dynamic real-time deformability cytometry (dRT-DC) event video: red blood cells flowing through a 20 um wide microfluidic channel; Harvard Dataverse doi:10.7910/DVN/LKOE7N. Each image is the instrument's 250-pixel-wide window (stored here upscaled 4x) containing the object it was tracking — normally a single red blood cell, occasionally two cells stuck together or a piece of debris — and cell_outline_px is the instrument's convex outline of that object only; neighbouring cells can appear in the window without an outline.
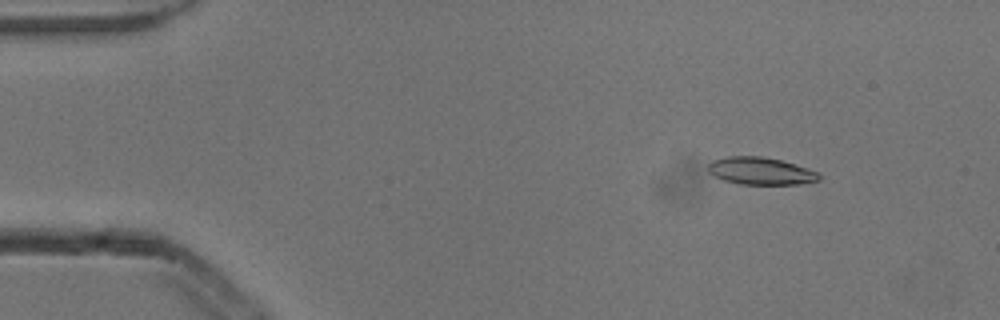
{"species": "common noctule bat (a hibernating species)", "species_latin": "Nyctalus noctula", "temperature_condition": "cold", "stored_images_in_passage": 6, "camera_frame_rate_fps": 3000, "um_per_image_px": 0.085, "animal": {"sex": "male", "body_mass_g": 13.3}, "frame": {"image": 1, "passage_image": 2, "time_ms": 0.333, "image_size_px": [1000, 320], "cell_outline_px": [[820, 180], [796, 184], [740, 184], [724, 180], [708, 172], [708, 164], [712, 160], [728, 156], [764, 156], [780, 160], [808, 168], [820, 172]], "centroid_in_image_um": [64.66, 14.52], "position_along_channel_um": 20.3, "area_um2": 17.69}}
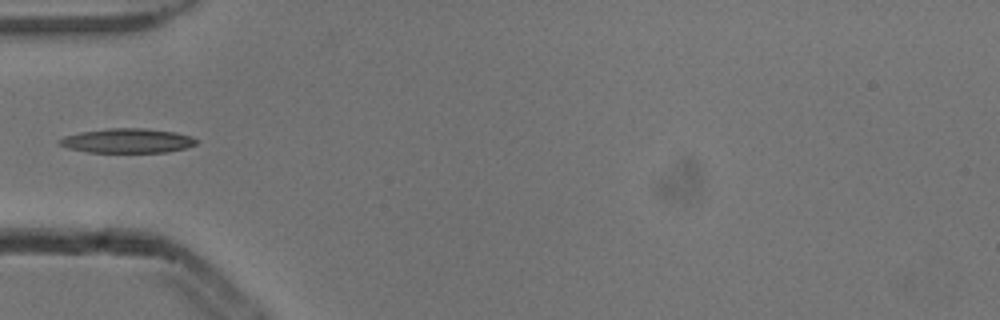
{"frame": {"image": 2, "passage_image": 5, "time_ms": 1.333, "image_size_px": [1000, 320], "cell_outline_px": [[196, 144], [184, 148], [168, 152], [88, 152], [68, 148], [60, 144], [56, 140], [64, 136], [80, 132], [108, 128], [144, 128], [176, 132], [192, 136], [196, 140]], "centroid_in_image_um": [10.81, 11.95], "position_along_channel_um": 74.2, "area_um2": 19.48}}
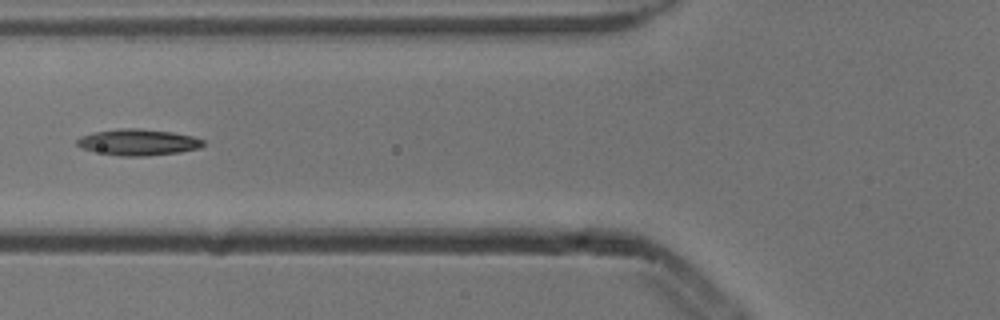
{"frame": {"image": 3, "passage_image": 6, "time_ms": 1.667, "image_size_px": [1000, 320], "cell_outline_px": [[204, 144], [200, 148], [180, 152], [148, 156], [120, 156], [92, 152], [80, 148], [76, 144], [76, 140], [80, 136], [96, 132], [120, 128], [140, 128], [172, 132], [192, 136], [204, 140]], "centroid_in_image_um": [11.71, 12.1], "position_along_channel_um": 114.1, "area_um2": 19.54}}